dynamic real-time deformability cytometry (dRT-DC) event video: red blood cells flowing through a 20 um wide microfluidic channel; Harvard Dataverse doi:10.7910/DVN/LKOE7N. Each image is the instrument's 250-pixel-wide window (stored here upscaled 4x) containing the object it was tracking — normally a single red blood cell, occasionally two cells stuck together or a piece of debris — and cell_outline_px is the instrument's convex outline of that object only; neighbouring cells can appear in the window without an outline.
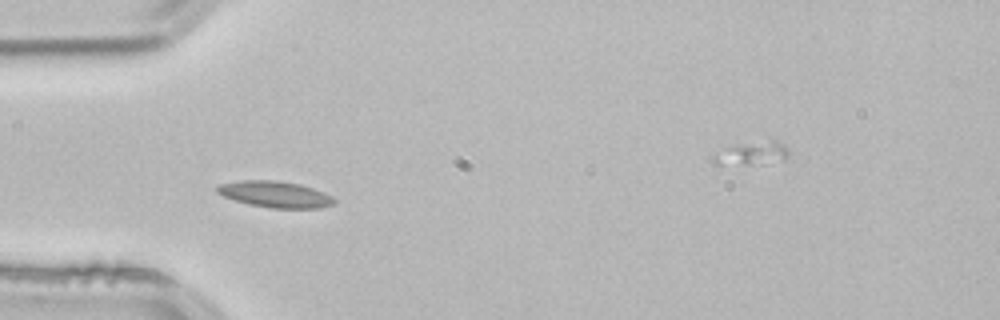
{"species": "common noctule bat (a hibernating species)", "species_latin": "Nyctalus noctula", "temperature_condition": "room temperature", "stored_images_in_passage": 1, "camera_frame_rate_fps": 3000, "um_per_image_px": 0.085, "animal": {"sex": "male", "body_mass_g": 21.5, "forearm_length_mm": 52.0}, "frame": {"image": 1, "passage_image": 1, "time_ms": 0.0, "image_size_px": [1000, 320], "cell_outline_px": [[336, 204], [320, 208], [272, 208], [248, 204], [224, 196], [216, 192], [216, 188], [220, 184], [240, 180], [272, 180], [300, 184], [324, 192], [332, 196], [336, 200]], "centroid_in_image_um": [23.42, 16.52], "position_along_channel_um": 61.6, "area_um2": 17.92}}